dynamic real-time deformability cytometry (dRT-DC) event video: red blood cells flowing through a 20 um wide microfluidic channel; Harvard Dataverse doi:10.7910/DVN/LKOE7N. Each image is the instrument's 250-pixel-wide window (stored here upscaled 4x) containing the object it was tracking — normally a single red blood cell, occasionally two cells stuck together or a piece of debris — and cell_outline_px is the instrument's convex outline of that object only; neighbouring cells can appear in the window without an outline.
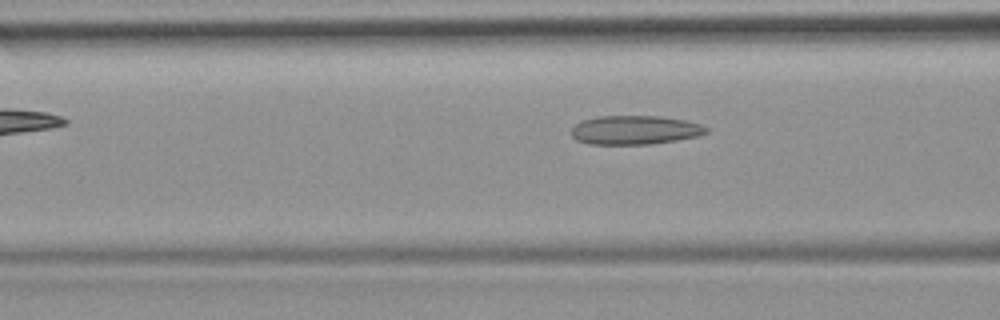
{"species": "common noctule bat (a hibernating species)", "species_latin": "Nyctalus noctula", "temperature_condition": "room temperature", "stored_images_in_passage": 4, "segment_of_instrument_passage": [2, 2], "camera_frame_rate_fps": 3000, "um_per_image_px": 0.085, "animal": {"sex": "female", "body_mass_g": 19.9}, "frame": {"image": 1, "passage_image": 4, "time_ms": 3.333, "image_size_px": [1000, 320], "cell_outline_px": [[708, 132], [696, 136], [676, 140], [648, 144], [588, 144], [576, 140], [572, 136], [572, 128], [576, 124], [584, 120], [596, 116], [660, 116], [684, 120], [700, 124], [708, 128]], "centroid_in_image_um": [53.94, 11.05], "position_along_channel_um": 112.7, "area_um2": 22.6}}